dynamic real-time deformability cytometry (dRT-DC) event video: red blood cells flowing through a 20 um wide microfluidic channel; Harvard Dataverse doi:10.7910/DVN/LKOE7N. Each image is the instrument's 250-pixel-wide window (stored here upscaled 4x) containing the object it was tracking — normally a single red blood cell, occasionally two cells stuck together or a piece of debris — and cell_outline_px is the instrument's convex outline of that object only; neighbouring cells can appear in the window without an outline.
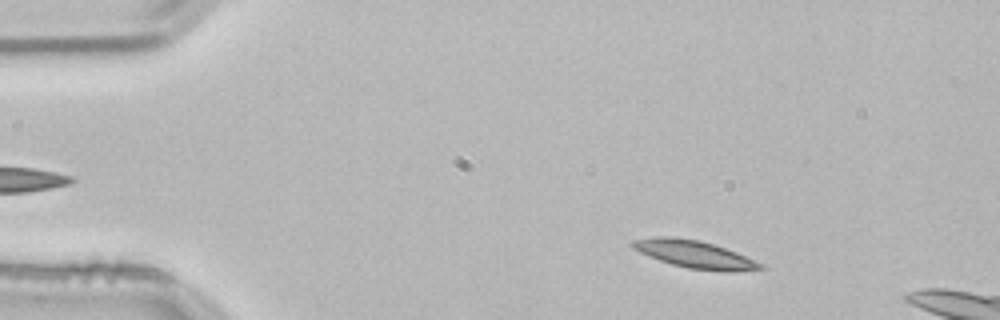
{"species": "common noctule bat (a hibernating species)", "species_latin": "Nyctalus noctula", "temperature_condition": "room temperature", "stored_images_in_passage": 13, "camera_frame_rate_fps": 3000, "um_per_image_px": 0.085, "animal": {"sex": "male", "body_mass_g": 21.5, "forearm_length_mm": 52.0}, "frame": {"image": 1, "passage_image": 6, "time_ms": 1.667, "image_size_px": [1000, 320], "cell_outline_px": [[768, 268], [728, 272], [688, 268], [672, 264], [660, 260], [640, 252], [632, 248], [628, 244], [632, 240], [660, 236], [672, 236], [696, 240], [712, 244], [736, 252], [764, 264]], "centroid_in_image_um": [59.04, 21.62], "position_along_channel_um": 26.0, "area_um2": 20.35}}